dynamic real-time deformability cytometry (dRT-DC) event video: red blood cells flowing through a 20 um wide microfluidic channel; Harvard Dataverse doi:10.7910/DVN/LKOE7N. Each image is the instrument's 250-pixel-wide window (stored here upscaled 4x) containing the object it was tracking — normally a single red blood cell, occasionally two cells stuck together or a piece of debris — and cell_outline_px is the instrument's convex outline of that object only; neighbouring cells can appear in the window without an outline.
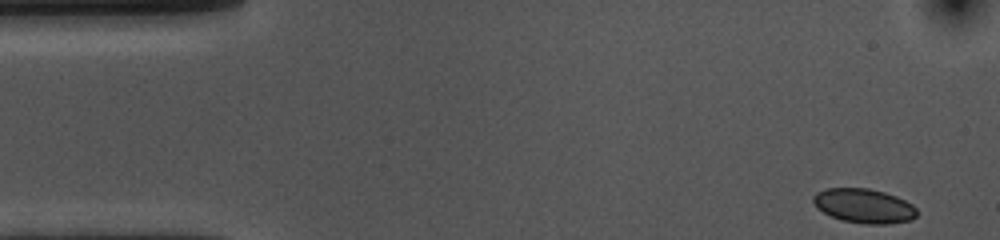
{"species": "common noctule bat (a hibernating species)", "species_latin": "Nyctalus noctula", "temperature_condition": "cold", "stored_images_in_passage": 54, "camera_frame_rate_fps": 3000, "um_per_image_px": 0.085, "animal": {"sex": "female", "body_mass_g": 10.0, "forearm_length_mm": 53.1}, "frame": {"image": 1, "passage_image": 1, "time_ms": 0.0, "image_size_px": [1000, 240], "cell_outline_px": [[916, 216], [912, 220], [888, 224], [864, 224], [840, 220], [816, 208], [812, 200], [812, 196], [816, 192], [828, 188], [868, 188], [884, 192], [896, 196], [912, 204], [916, 208]], "centroid_in_image_um": [73.42, 17.5], "position_along_channel_um": 11.6, "area_um2": 20.87}}
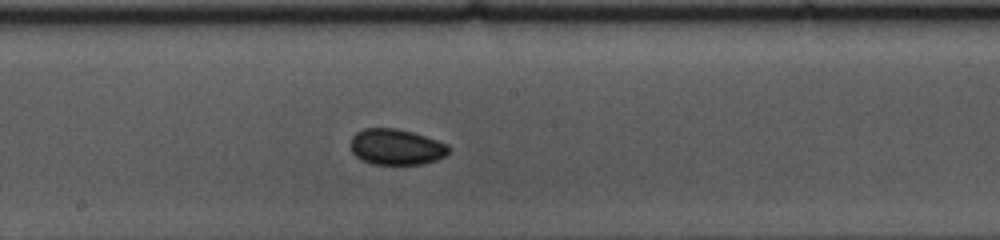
{"frame": {"image": 2, "passage_image": 26, "time_ms": 8.333, "image_size_px": [1000, 240], "cell_outline_px": [[452, 148], [444, 156], [436, 160], [420, 164], [372, 164], [360, 160], [352, 152], [352, 136], [356, 132], [364, 128], [396, 128], [412, 132], [448, 144]], "centroid_in_image_um": [33.68, 12.49], "position_along_channel_um": 214.5, "area_um2": 20.46}}
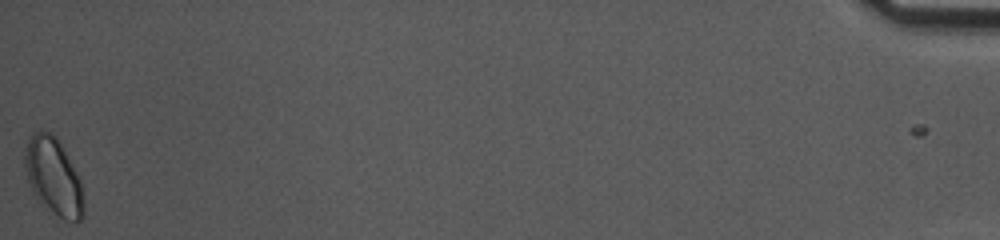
{"frame": {"image": 3, "passage_image": 53, "time_ms": 17.333, "image_size_px": [1000, 240], "cell_outline_px": [[84, 216], [76, 224], [64, 220], [44, 208], [40, 204], [32, 192], [28, 180], [24, 164], [24, 152], [28, 136], [32, 132], [52, 132], [56, 136], [80, 176], [84, 196]], "centroid_in_image_um": [4.56, 15.05], "position_along_channel_um": 430.6, "area_um2": 27.22}, "authors_computed_cell_mechanics": {"area_um2": 20.519, "velocity_mm_per_s": 3.5608, "shape_relaxation_time_tau1_ms": null, "shape_relaxation_time_tau2_ms": 9.2146, "deformation_change_tau1": null, "deformation_change_tau2": 0.0796}}